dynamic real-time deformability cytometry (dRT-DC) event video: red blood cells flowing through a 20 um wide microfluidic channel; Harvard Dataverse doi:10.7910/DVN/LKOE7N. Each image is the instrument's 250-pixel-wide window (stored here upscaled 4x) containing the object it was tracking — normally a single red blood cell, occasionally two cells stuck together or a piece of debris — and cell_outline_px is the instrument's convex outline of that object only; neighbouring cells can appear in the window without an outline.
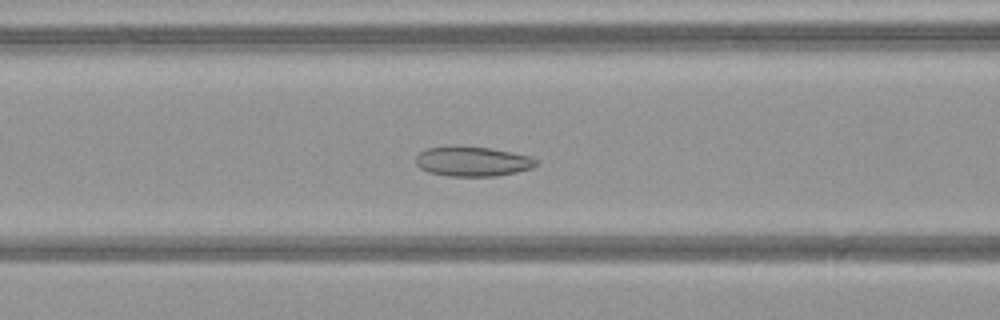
{"species": "common noctule bat (a hibernating species)", "species_latin": "Nyctalus noctula", "temperature_condition": "warm", "stored_images_in_passage": 45, "camera_frame_rate_fps": 3000, "um_per_image_px": 0.085, "animal": {"sex": "female", "body_mass_g": 21.9}, "frame": {"image": 1, "passage_image": 16, "time_ms": 5.0, "image_size_px": [1000, 320], "cell_outline_px": [[540, 160], [532, 168], [516, 172], [496, 176], [448, 176], [428, 172], [420, 168], [416, 164], [416, 156], [424, 148], [448, 144], [488, 148], [512, 152], [532, 156]], "centroid_in_image_um": [40.14, 13.69], "position_along_channel_um": 126.5, "area_um2": 21.39}}
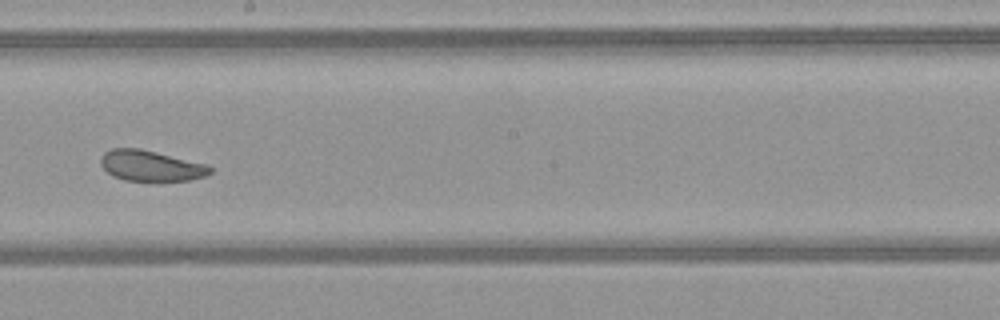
{"frame": {"image": 2, "passage_image": 24, "time_ms": 7.667, "image_size_px": [1000, 320], "cell_outline_px": [[212, 172], [204, 176], [188, 180], [124, 180], [112, 176], [100, 164], [100, 156], [104, 152], [112, 148], [140, 148], [208, 164], [212, 168]], "centroid_in_image_um": [12.8, 14.07], "position_along_channel_um": 235.4, "area_um2": 19.54}}
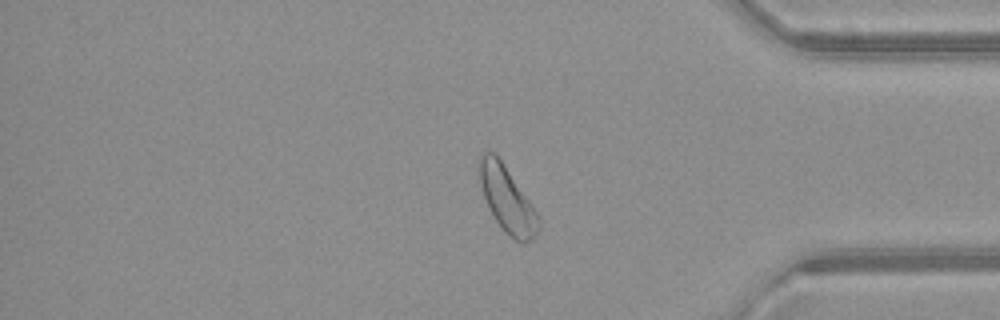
{"frame": {"image": 3, "passage_image": 37, "time_ms": 12.0, "image_size_px": [1000, 320], "cell_outline_px": [[540, 228], [536, 236], [532, 240], [524, 244], [520, 244], [504, 232], [488, 208], [480, 184], [480, 156], [484, 152], [496, 152], [540, 216]], "centroid_in_image_um": [43.15, 17.0], "position_along_channel_um": 392.1, "area_um2": 22.77}, "authors_computed_cell_mechanics": {"area_um2": 22.7732, "velocity_mm_per_s": 4.0841, "shape_relaxation_time_tau1_ms": null, "shape_relaxation_time_tau2_ms": 2.7498, "deformation_change_tau1": null, "deformation_change_tau2": 0.0911}}